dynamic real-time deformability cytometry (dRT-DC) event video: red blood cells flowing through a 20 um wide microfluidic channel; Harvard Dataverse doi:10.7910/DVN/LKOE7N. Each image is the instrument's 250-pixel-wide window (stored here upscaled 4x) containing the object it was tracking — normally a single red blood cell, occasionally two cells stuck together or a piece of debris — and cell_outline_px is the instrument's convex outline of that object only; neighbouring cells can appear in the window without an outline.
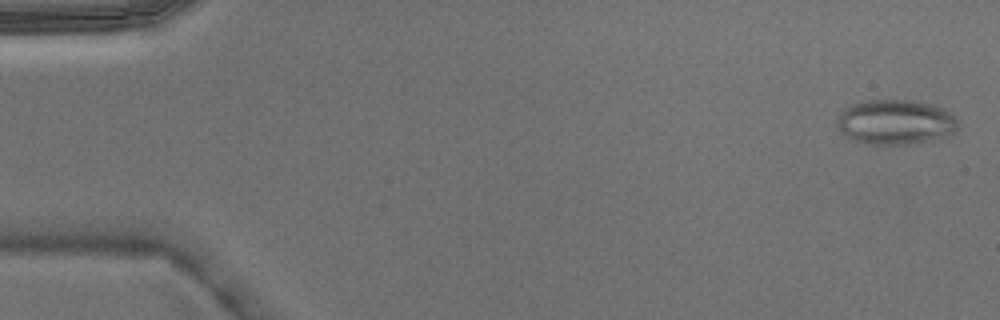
{"species": "Egyptian fruit bat (a non-hibernating species)", "species_latin": "Rousettus aegyptiacus", "temperature_condition": "warm", "stored_images_in_passage": 5, "camera_frame_rate_fps": 3000, "um_per_image_px": 0.085, "animal": {"sex": "male"}, "frame": {"image": 1, "passage_image": 1, "time_ms": 0.0, "image_size_px": [1000, 320], "cell_outline_px": [[960, 120], [956, 128], [948, 136], [908, 144], [872, 144], [856, 140], [844, 136], [836, 128], [836, 120], [840, 112], [848, 104], [864, 100], [912, 100], [936, 104], [952, 112]], "centroid_in_image_um": [76.1, 10.34], "position_along_channel_um": 8.9, "area_um2": 32.19}}